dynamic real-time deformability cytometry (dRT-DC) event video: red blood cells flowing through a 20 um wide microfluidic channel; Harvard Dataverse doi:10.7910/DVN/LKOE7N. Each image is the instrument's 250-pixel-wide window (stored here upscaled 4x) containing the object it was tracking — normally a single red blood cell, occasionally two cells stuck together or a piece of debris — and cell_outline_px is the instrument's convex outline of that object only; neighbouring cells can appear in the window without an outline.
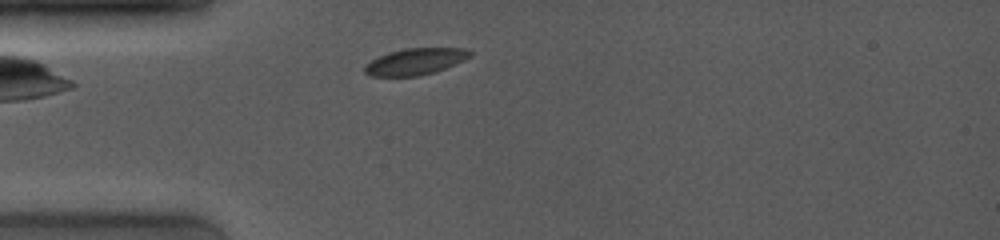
{"species": "common noctule bat (a hibernating species)", "species_latin": "Nyctalus noctula", "temperature_condition": "room temperature", "stored_images_in_passage": 2, "camera_frame_rate_fps": 4000, "um_per_image_px": 0.085, "animal": {"sex": "female", "body_mass_g": 19.0, "forearm_length_mm": 53.3}, "frame": {"image": 1, "passage_image": 2, "time_ms": 1.0, "image_size_px": [1000, 240], "cell_outline_px": [[472, 56], [456, 64], [432, 72], [416, 76], [368, 76], [364, 72], [364, 64], [388, 52], [404, 48], [464, 48], [472, 52]], "centroid_in_image_um": [35.28, 5.22], "position_along_channel_um": 49.7, "area_um2": 16.24}}